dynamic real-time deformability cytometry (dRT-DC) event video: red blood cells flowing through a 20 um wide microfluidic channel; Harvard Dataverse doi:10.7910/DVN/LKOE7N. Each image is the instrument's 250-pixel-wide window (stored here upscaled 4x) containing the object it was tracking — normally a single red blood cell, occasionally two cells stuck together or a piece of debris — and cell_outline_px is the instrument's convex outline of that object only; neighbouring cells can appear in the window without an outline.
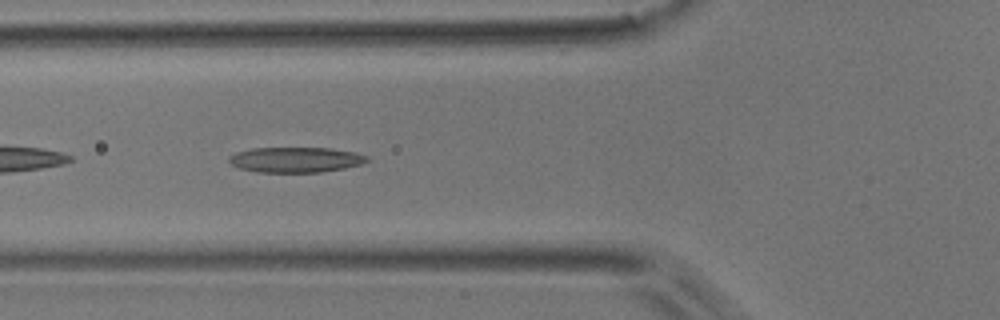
{"species": "common noctule bat (a hibernating species)", "species_latin": "Nyctalus noctula", "temperature_condition": "room temperature", "stored_images_in_passage": 35, "camera_frame_rate_fps": 3000, "um_per_image_px": 0.085, "animal": {"sex": "male", "body_mass_g": 17.9}, "frame": {"image": 1, "passage_image": 4, "time_ms": 1.0, "image_size_px": [1000, 320], "cell_outline_px": [[372, 160], [360, 164], [344, 168], [320, 172], [256, 172], [240, 168], [232, 164], [228, 160], [228, 156], [236, 152], [252, 148], [328, 148], [356, 152], [368, 156]], "centroid_in_image_um": [25.14, 13.57], "position_along_channel_um": 100.7, "area_um2": 20.4}}
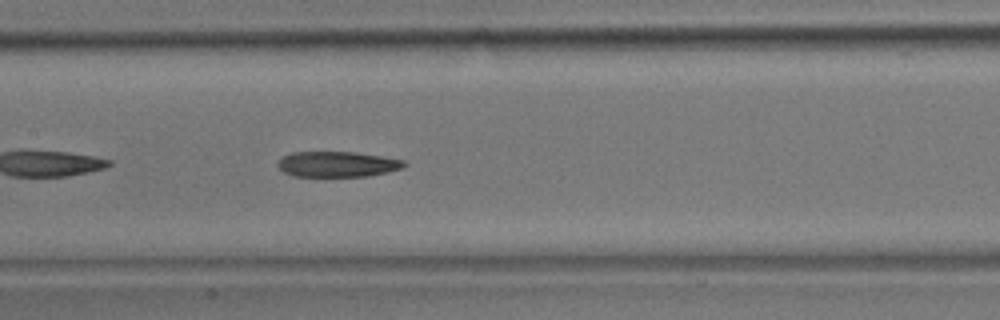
{"frame": {"image": 2, "passage_image": 10, "time_ms": 3.0, "image_size_px": [1000, 320], "cell_outline_px": [[408, 164], [404, 168], [388, 172], [368, 176], [292, 176], [284, 172], [276, 164], [284, 156], [292, 152], [356, 152], [384, 156], [404, 160]], "centroid_in_image_um": [28.73, 13.95], "position_along_channel_um": 178.7, "area_um2": 18.9}}
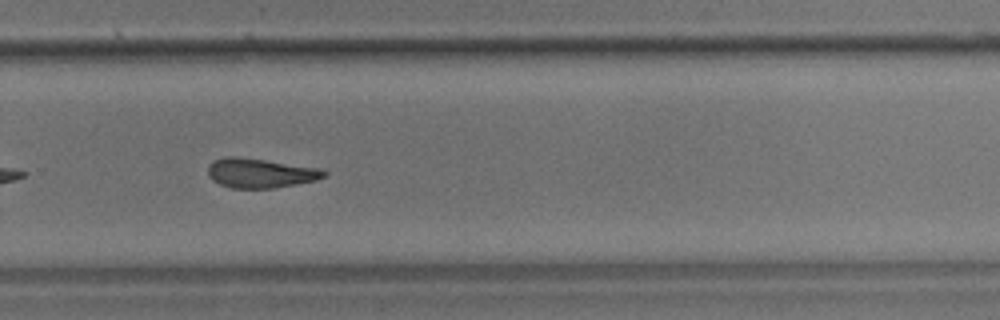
{"frame": {"image": 3, "passage_image": 20, "time_ms": 6.333, "image_size_px": [1000, 320], "cell_outline_px": [[328, 172], [324, 176], [316, 180], [296, 184], [272, 188], [232, 188], [220, 184], [212, 180], [208, 176], [208, 164], [216, 160], [228, 156], [236, 156], [320, 168]], "centroid_in_image_um": [22.11, 14.71], "position_along_channel_um": 307.7, "area_um2": 19.77}}